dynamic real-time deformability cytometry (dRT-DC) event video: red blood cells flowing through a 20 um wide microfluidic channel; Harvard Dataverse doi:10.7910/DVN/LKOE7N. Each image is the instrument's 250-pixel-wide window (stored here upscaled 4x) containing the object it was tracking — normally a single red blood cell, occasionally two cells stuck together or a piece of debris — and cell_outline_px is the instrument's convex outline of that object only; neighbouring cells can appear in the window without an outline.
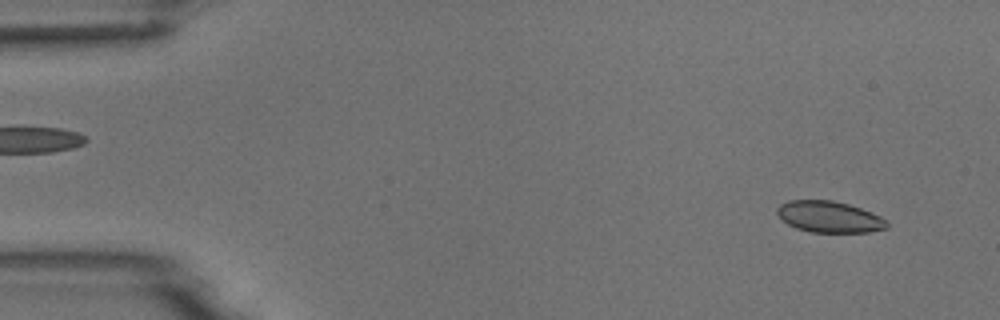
{"species": "common noctule bat (a hibernating species)", "species_latin": "Nyctalus noctula", "temperature_condition": "room temperature", "stored_images_in_passage": 5, "segment_of_instrument_passage": [2, 2], "camera_frame_rate_fps": 3000, "um_per_image_px": 0.085, "animal": {"sex": "male", "body_mass_g": 18.8}, "frame": {"image": 1, "passage_image": 5, "time_ms": 4.667, "image_size_px": [1000, 320], "cell_outline_px": [[888, 228], [868, 232], [812, 232], [796, 228], [788, 224], [776, 212], [776, 208], [780, 204], [788, 200], [832, 200], [848, 204], [872, 212], [888, 220]], "centroid_in_image_um": [70.51, 18.43], "position_along_channel_um": 14.5, "area_um2": 20.06}}